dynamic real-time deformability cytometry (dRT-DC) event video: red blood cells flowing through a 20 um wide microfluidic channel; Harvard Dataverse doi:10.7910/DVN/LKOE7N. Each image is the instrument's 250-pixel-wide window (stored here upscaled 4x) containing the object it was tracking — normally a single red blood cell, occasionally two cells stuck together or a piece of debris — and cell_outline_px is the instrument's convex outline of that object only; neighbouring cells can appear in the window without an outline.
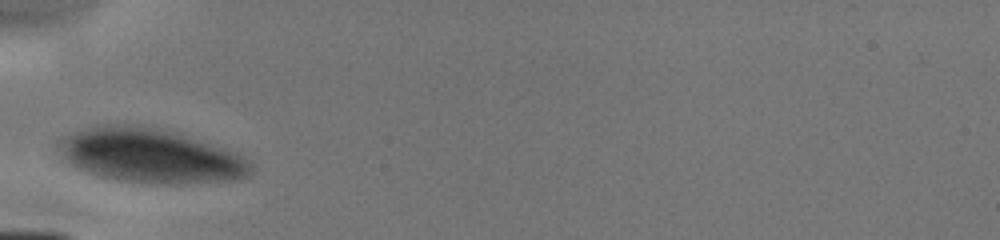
{"species": "human", "species_latin": "Homo sapiens", "temperature_condition": "cold", "stored_images_in_passage": 2, "camera_frame_rate_fps": 3000, "um_per_image_px": 0.085, "donor": {"sex": "male"}, "frame": {"image": 1, "passage_image": 1, "time_ms": 0.0, "image_size_px": [1000, 240], "cell_outline_px": [[252, 172], [248, 176], [232, 180], [180, 184], [156, 184], [120, 180], [100, 176], [76, 168], [64, 156], [64, 136], [80, 128], [92, 124], [140, 124], [176, 132], [244, 156]], "centroid_in_image_um": [12.79, 13.22], "position_along_channel_um": 72.2, "area_um2": 60.11}}